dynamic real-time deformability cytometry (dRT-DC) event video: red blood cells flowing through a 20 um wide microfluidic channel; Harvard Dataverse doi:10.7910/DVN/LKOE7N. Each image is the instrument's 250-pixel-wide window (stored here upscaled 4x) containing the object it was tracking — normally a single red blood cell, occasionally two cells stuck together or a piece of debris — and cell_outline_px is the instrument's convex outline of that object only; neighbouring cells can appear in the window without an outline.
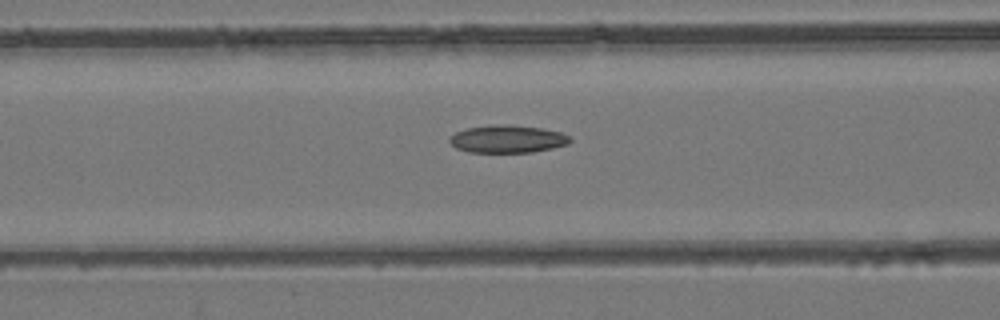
{"species": "common noctule bat (a hibernating species)", "species_latin": "Nyctalus noctula", "temperature_condition": "room temperature", "stored_images_in_passage": 35, "camera_frame_rate_fps": 3000, "um_per_image_px": 0.085, "animal": {"sex": "female", "body_mass_g": 24.6, "forearm_length_mm": 56.2}, "frame": {"image": 1, "passage_image": 6, "time_ms": 1.667, "image_size_px": [1000, 320], "cell_outline_px": [[572, 140], [568, 144], [552, 148], [532, 152], [468, 152], [456, 148], [448, 140], [448, 136], [456, 132], [468, 128], [488, 124], [508, 124], [540, 128], [560, 132], [568, 136]], "centroid_in_image_um": [43.1, 11.81], "position_along_channel_um": 123.5, "area_um2": 19.48}}
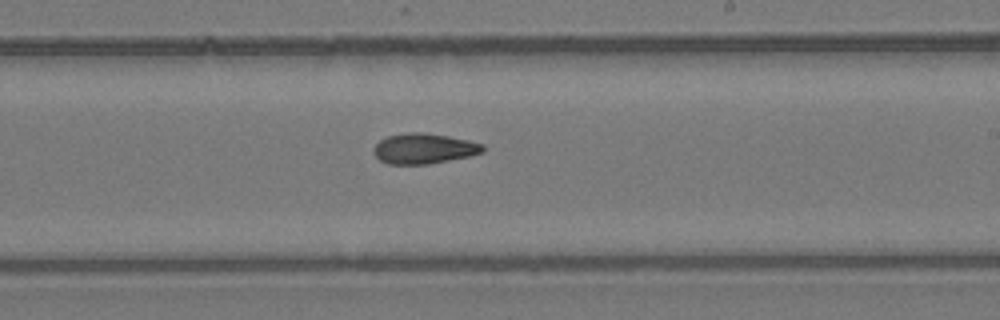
{"frame": {"image": 2, "passage_image": 16, "time_ms": 5.0, "image_size_px": [1000, 320], "cell_outline_px": [[484, 152], [468, 156], [428, 164], [388, 164], [380, 160], [372, 152], [372, 148], [380, 140], [388, 136], [408, 132], [424, 132], [448, 136], [468, 140], [484, 144]], "centroid_in_image_um": [36.01, 12.62], "position_along_channel_um": 253.0, "area_um2": 19.31}}
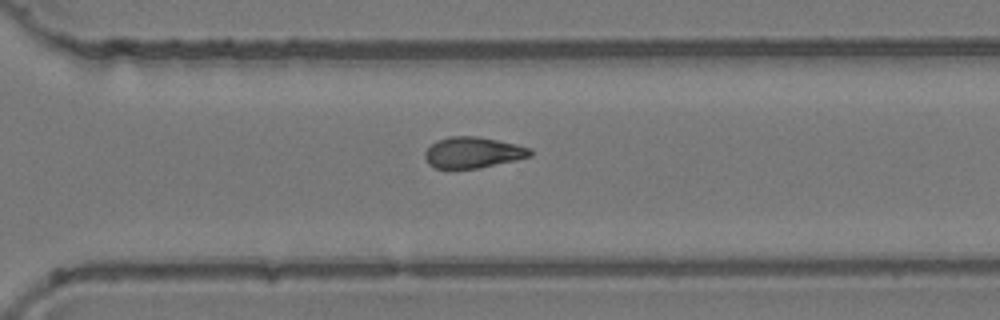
{"frame": {"image": 3, "passage_image": 22, "time_ms": 7.0, "image_size_px": [1000, 320], "cell_outline_px": [[532, 156], [516, 160], [480, 168], [436, 168], [428, 164], [424, 156], [424, 152], [436, 140], [448, 136], [480, 136], [516, 144], [532, 148]], "centroid_in_image_um": [40.21, 12.95], "position_along_channel_um": 330.4, "area_um2": 19.19}, "authors_computed_cell_mechanics": {"area_um2": 19.1896, "velocity_mm_per_s": 3.882, "shape_relaxation_time_tau1_ms": null, "shape_relaxation_time_tau2_ms": 5.306, "deformation_change_tau1": null, "deformation_change_tau2": 0.1274}}